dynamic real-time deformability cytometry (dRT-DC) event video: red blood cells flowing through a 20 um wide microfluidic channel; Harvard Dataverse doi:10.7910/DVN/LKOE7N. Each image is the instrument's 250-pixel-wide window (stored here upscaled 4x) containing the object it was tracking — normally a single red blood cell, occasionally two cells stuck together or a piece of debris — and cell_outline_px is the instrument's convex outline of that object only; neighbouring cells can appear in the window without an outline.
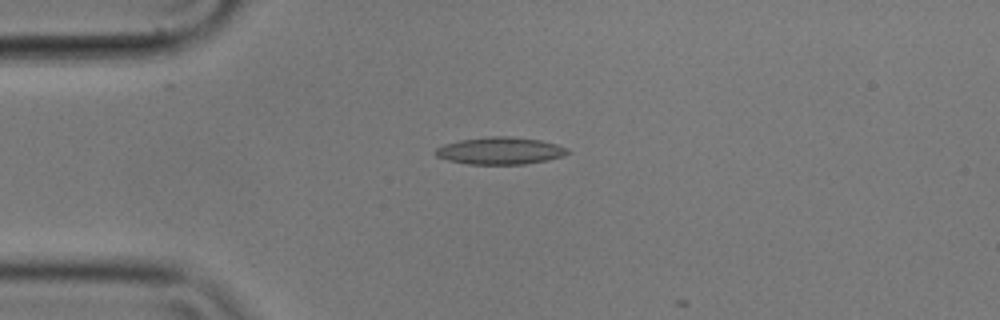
{"species": "common noctule bat (a hibernating species)", "species_latin": "Nyctalus noctula", "temperature_condition": "cold", "stored_images_in_passage": 2, "camera_frame_rate_fps": 3000, "um_per_image_px": 0.085, "animal": {"sex": "male", "body_mass_g": 17.9}, "frame": {"image": 1, "passage_image": 1, "time_ms": 0.0, "image_size_px": [1000, 320], "cell_outline_px": [[572, 152], [564, 156], [548, 160], [524, 164], [468, 164], [448, 160], [436, 156], [432, 152], [436, 148], [444, 144], [460, 140], [488, 136], [508, 136], [540, 140], [556, 144], [568, 148]], "centroid_in_image_um": [42.52, 12.81], "position_along_channel_um": 42.5, "area_um2": 21.1}}